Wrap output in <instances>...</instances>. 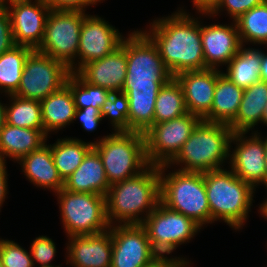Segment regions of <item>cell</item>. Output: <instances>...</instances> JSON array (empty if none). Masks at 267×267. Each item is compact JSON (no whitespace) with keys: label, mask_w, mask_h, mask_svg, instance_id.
I'll list each match as a JSON object with an SVG mask.
<instances>
[{"label":"cell","mask_w":267,"mask_h":267,"mask_svg":"<svg viewBox=\"0 0 267 267\" xmlns=\"http://www.w3.org/2000/svg\"><path fill=\"white\" fill-rule=\"evenodd\" d=\"M18 163L22 172L34 186L51 189L54 193L64 188L52 157V147L44 143L39 149L22 157Z\"/></svg>","instance_id":"cell-21"},{"label":"cell","mask_w":267,"mask_h":267,"mask_svg":"<svg viewBox=\"0 0 267 267\" xmlns=\"http://www.w3.org/2000/svg\"><path fill=\"white\" fill-rule=\"evenodd\" d=\"M262 50L256 48H244L242 46L238 53L227 64L225 75L229 80L243 89L252 86L260 79Z\"/></svg>","instance_id":"cell-27"},{"label":"cell","mask_w":267,"mask_h":267,"mask_svg":"<svg viewBox=\"0 0 267 267\" xmlns=\"http://www.w3.org/2000/svg\"><path fill=\"white\" fill-rule=\"evenodd\" d=\"M40 104L44 132L47 136L50 132L65 128L74 122L75 101L71 89L66 84L41 100Z\"/></svg>","instance_id":"cell-26"},{"label":"cell","mask_w":267,"mask_h":267,"mask_svg":"<svg viewBox=\"0 0 267 267\" xmlns=\"http://www.w3.org/2000/svg\"><path fill=\"white\" fill-rule=\"evenodd\" d=\"M70 73L62 61L32 50L25 60L20 85L14 95L41 101L60 90Z\"/></svg>","instance_id":"cell-11"},{"label":"cell","mask_w":267,"mask_h":267,"mask_svg":"<svg viewBox=\"0 0 267 267\" xmlns=\"http://www.w3.org/2000/svg\"><path fill=\"white\" fill-rule=\"evenodd\" d=\"M110 230L111 267H149L160 258L141 224L110 225Z\"/></svg>","instance_id":"cell-13"},{"label":"cell","mask_w":267,"mask_h":267,"mask_svg":"<svg viewBox=\"0 0 267 267\" xmlns=\"http://www.w3.org/2000/svg\"><path fill=\"white\" fill-rule=\"evenodd\" d=\"M126 37L127 74L122 92L129 101V132L145 133L154 124L155 101L173 76L153 41L136 30Z\"/></svg>","instance_id":"cell-1"},{"label":"cell","mask_w":267,"mask_h":267,"mask_svg":"<svg viewBox=\"0 0 267 267\" xmlns=\"http://www.w3.org/2000/svg\"><path fill=\"white\" fill-rule=\"evenodd\" d=\"M32 50L28 46L14 45L0 55V90L5 95L18 90L25 60Z\"/></svg>","instance_id":"cell-29"},{"label":"cell","mask_w":267,"mask_h":267,"mask_svg":"<svg viewBox=\"0 0 267 267\" xmlns=\"http://www.w3.org/2000/svg\"><path fill=\"white\" fill-rule=\"evenodd\" d=\"M232 136L229 125L201 120L167 165H180L177 170L186 172L222 169L225 160H229Z\"/></svg>","instance_id":"cell-4"},{"label":"cell","mask_w":267,"mask_h":267,"mask_svg":"<svg viewBox=\"0 0 267 267\" xmlns=\"http://www.w3.org/2000/svg\"><path fill=\"white\" fill-rule=\"evenodd\" d=\"M10 97V105H6V123L8 125L31 128L44 129L41 104L39 100L24 99L14 94Z\"/></svg>","instance_id":"cell-31"},{"label":"cell","mask_w":267,"mask_h":267,"mask_svg":"<svg viewBox=\"0 0 267 267\" xmlns=\"http://www.w3.org/2000/svg\"><path fill=\"white\" fill-rule=\"evenodd\" d=\"M203 174L211 223L223 220L232 229L243 228L256 190L236 176L231 169L222 168Z\"/></svg>","instance_id":"cell-5"},{"label":"cell","mask_w":267,"mask_h":267,"mask_svg":"<svg viewBox=\"0 0 267 267\" xmlns=\"http://www.w3.org/2000/svg\"><path fill=\"white\" fill-rule=\"evenodd\" d=\"M67 243V264L73 267H111L112 235L106 231L70 236Z\"/></svg>","instance_id":"cell-19"},{"label":"cell","mask_w":267,"mask_h":267,"mask_svg":"<svg viewBox=\"0 0 267 267\" xmlns=\"http://www.w3.org/2000/svg\"><path fill=\"white\" fill-rule=\"evenodd\" d=\"M184 92L188 113L201 119L211 110L217 81V69L185 71L175 76Z\"/></svg>","instance_id":"cell-20"},{"label":"cell","mask_w":267,"mask_h":267,"mask_svg":"<svg viewBox=\"0 0 267 267\" xmlns=\"http://www.w3.org/2000/svg\"><path fill=\"white\" fill-rule=\"evenodd\" d=\"M93 148L102 159L110 185L133 178L149 166L143 133L112 132L94 141Z\"/></svg>","instance_id":"cell-7"},{"label":"cell","mask_w":267,"mask_h":267,"mask_svg":"<svg viewBox=\"0 0 267 267\" xmlns=\"http://www.w3.org/2000/svg\"><path fill=\"white\" fill-rule=\"evenodd\" d=\"M31 257L33 264L39 263L41 266H54L51 265V261L55 258L56 245L53 240L47 236H38L33 240L31 247Z\"/></svg>","instance_id":"cell-36"},{"label":"cell","mask_w":267,"mask_h":267,"mask_svg":"<svg viewBox=\"0 0 267 267\" xmlns=\"http://www.w3.org/2000/svg\"><path fill=\"white\" fill-rule=\"evenodd\" d=\"M40 267V266H38ZM41 267H54V266H41ZM55 267H60L59 265L58 266H55Z\"/></svg>","instance_id":"cell-51"},{"label":"cell","mask_w":267,"mask_h":267,"mask_svg":"<svg viewBox=\"0 0 267 267\" xmlns=\"http://www.w3.org/2000/svg\"><path fill=\"white\" fill-rule=\"evenodd\" d=\"M266 104L267 82L259 80L245 88L238 113L229 125L233 133H248L261 123Z\"/></svg>","instance_id":"cell-25"},{"label":"cell","mask_w":267,"mask_h":267,"mask_svg":"<svg viewBox=\"0 0 267 267\" xmlns=\"http://www.w3.org/2000/svg\"><path fill=\"white\" fill-rule=\"evenodd\" d=\"M267 187V186H266ZM259 210H260V214L265 218L267 219V199L263 201L262 204H260V207H259Z\"/></svg>","instance_id":"cell-47"},{"label":"cell","mask_w":267,"mask_h":267,"mask_svg":"<svg viewBox=\"0 0 267 267\" xmlns=\"http://www.w3.org/2000/svg\"><path fill=\"white\" fill-rule=\"evenodd\" d=\"M263 124H265L267 126V104L265 106V110H264V113H263V119H262V122Z\"/></svg>","instance_id":"cell-50"},{"label":"cell","mask_w":267,"mask_h":267,"mask_svg":"<svg viewBox=\"0 0 267 267\" xmlns=\"http://www.w3.org/2000/svg\"><path fill=\"white\" fill-rule=\"evenodd\" d=\"M66 85L71 89L76 109H84L92 106L100 110L106 98L111 93L105 88L87 83L76 72L70 73Z\"/></svg>","instance_id":"cell-33"},{"label":"cell","mask_w":267,"mask_h":267,"mask_svg":"<svg viewBox=\"0 0 267 267\" xmlns=\"http://www.w3.org/2000/svg\"><path fill=\"white\" fill-rule=\"evenodd\" d=\"M110 184L102 159L92 148L79 167L64 181V189L72 192L96 193L106 196Z\"/></svg>","instance_id":"cell-22"},{"label":"cell","mask_w":267,"mask_h":267,"mask_svg":"<svg viewBox=\"0 0 267 267\" xmlns=\"http://www.w3.org/2000/svg\"><path fill=\"white\" fill-rule=\"evenodd\" d=\"M5 7L10 16L15 45L36 50L42 43L51 9L42 0L14 2Z\"/></svg>","instance_id":"cell-16"},{"label":"cell","mask_w":267,"mask_h":267,"mask_svg":"<svg viewBox=\"0 0 267 267\" xmlns=\"http://www.w3.org/2000/svg\"><path fill=\"white\" fill-rule=\"evenodd\" d=\"M52 157L58 173L65 181L81 164L87 153L93 148V142H84L78 138H63L50 144Z\"/></svg>","instance_id":"cell-28"},{"label":"cell","mask_w":267,"mask_h":267,"mask_svg":"<svg viewBox=\"0 0 267 267\" xmlns=\"http://www.w3.org/2000/svg\"><path fill=\"white\" fill-rule=\"evenodd\" d=\"M149 267H166V257H160L156 262H154Z\"/></svg>","instance_id":"cell-46"},{"label":"cell","mask_w":267,"mask_h":267,"mask_svg":"<svg viewBox=\"0 0 267 267\" xmlns=\"http://www.w3.org/2000/svg\"><path fill=\"white\" fill-rule=\"evenodd\" d=\"M108 23L97 15L84 17L77 53L79 60L70 72H77L86 63L101 59L121 46L124 37Z\"/></svg>","instance_id":"cell-15"},{"label":"cell","mask_w":267,"mask_h":267,"mask_svg":"<svg viewBox=\"0 0 267 267\" xmlns=\"http://www.w3.org/2000/svg\"><path fill=\"white\" fill-rule=\"evenodd\" d=\"M67 237L96 234L110 228L105 196L67 191L55 193Z\"/></svg>","instance_id":"cell-8"},{"label":"cell","mask_w":267,"mask_h":267,"mask_svg":"<svg viewBox=\"0 0 267 267\" xmlns=\"http://www.w3.org/2000/svg\"><path fill=\"white\" fill-rule=\"evenodd\" d=\"M51 10L84 12L87 6L96 5L103 0H42Z\"/></svg>","instance_id":"cell-39"},{"label":"cell","mask_w":267,"mask_h":267,"mask_svg":"<svg viewBox=\"0 0 267 267\" xmlns=\"http://www.w3.org/2000/svg\"><path fill=\"white\" fill-rule=\"evenodd\" d=\"M246 134L233 133L230 144L236 148L230 151L229 166L236 176L256 189L260 183L266 186L264 137L258 131L251 133L250 138Z\"/></svg>","instance_id":"cell-14"},{"label":"cell","mask_w":267,"mask_h":267,"mask_svg":"<svg viewBox=\"0 0 267 267\" xmlns=\"http://www.w3.org/2000/svg\"><path fill=\"white\" fill-rule=\"evenodd\" d=\"M153 250L160 256L170 254L179 245L189 242L202 228L193 219L169 209L159 202L141 224Z\"/></svg>","instance_id":"cell-9"},{"label":"cell","mask_w":267,"mask_h":267,"mask_svg":"<svg viewBox=\"0 0 267 267\" xmlns=\"http://www.w3.org/2000/svg\"><path fill=\"white\" fill-rule=\"evenodd\" d=\"M24 1H33V0H0V4L5 6L8 3L11 4L14 2H24ZM34 1H36V0H34Z\"/></svg>","instance_id":"cell-48"},{"label":"cell","mask_w":267,"mask_h":267,"mask_svg":"<svg viewBox=\"0 0 267 267\" xmlns=\"http://www.w3.org/2000/svg\"><path fill=\"white\" fill-rule=\"evenodd\" d=\"M77 118L80 119L79 121L81 122L82 128L88 132L95 131L100 121L103 120L100 110L98 108H93L92 106L84 109H76L74 120L76 121Z\"/></svg>","instance_id":"cell-40"},{"label":"cell","mask_w":267,"mask_h":267,"mask_svg":"<svg viewBox=\"0 0 267 267\" xmlns=\"http://www.w3.org/2000/svg\"><path fill=\"white\" fill-rule=\"evenodd\" d=\"M6 123V106L0 102V132Z\"/></svg>","instance_id":"cell-45"},{"label":"cell","mask_w":267,"mask_h":267,"mask_svg":"<svg viewBox=\"0 0 267 267\" xmlns=\"http://www.w3.org/2000/svg\"><path fill=\"white\" fill-rule=\"evenodd\" d=\"M44 129L21 128L4 124L0 132V161L6 162V158L17 162L39 149L47 142Z\"/></svg>","instance_id":"cell-23"},{"label":"cell","mask_w":267,"mask_h":267,"mask_svg":"<svg viewBox=\"0 0 267 267\" xmlns=\"http://www.w3.org/2000/svg\"><path fill=\"white\" fill-rule=\"evenodd\" d=\"M127 70L126 37L121 46L105 57L83 65L76 73L87 83L110 92L122 91Z\"/></svg>","instance_id":"cell-18"},{"label":"cell","mask_w":267,"mask_h":267,"mask_svg":"<svg viewBox=\"0 0 267 267\" xmlns=\"http://www.w3.org/2000/svg\"><path fill=\"white\" fill-rule=\"evenodd\" d=\"M260 79L267 82V53L262 52Z\"/></svg>","instance_id":"cell-44"},{"label":"cell","mask_w":267,"mask_h":267,"mask_svg":"<svg viewBox=\"0 0 267 267\" xmlns=\"http://www.w3.org/2000/svg\"><path fill=\"white\" fill-rule=\"evenodd\" d=\"M103 118H110V124L115 132H129V101L127 94L111 92L100 109Z\"/></svg>","instance_id":"cell-34"},{"label":"cell","mask_w":267,"mask_h":267,"mask_svg":"<svg viewBox=\"0 0 267 267\" xmlns=\"http://www.w3.org/2000/svg\"><path fill=\"white\" fill-rule=\"evenodd\" d=\"M232 24L201 25L205 69L226 66L242 47L237 24Z\"/></svg>","instance_id":"cell-17"},{"label":"cell","mask_w":267,"mask_h":267,"mask_svg":"<svg viewBox=\"0 0 267 267\" xmlns=\"http://www.w3.org/2000/svg\"><path fill=\"white\" fill-rule=\"evenodd\" d=\"M265 0H222L219 6L207 16H217L223 9L229 14L233 21H236L244 13L252 8L261 5ZM222 10V11H221Z\"/></svg>","instance_id":"cell-37"},{"label":"cell","mask_w":267,"mask_h":267,"mask_svg":"<svg viewBox=\"0 0 267 267\" xmlns=\"http://www.w3.org/2000/svg\"><path fill=\"white\" fill-rule=\"evenodd\" d=\"M189 262L186 260V258H180V257H166V267H189Z\"/></svg>","instance_id":"cell-43"},{"label":"cell","mask_w":267,"mask_h":267,"mask_svg":"<svg viewBox=\"0 0 267 267\" xmlns=\"http://www.w3.org/2000/svg\"><path fill=\"white\" fill-rule=\"evenodd\" d=\"M242 46L248 42L267 45V0L244 13L236 21Z\"/></svg>","instance_id":"cell-32"},{"label":"cell","mask_w":267,"mask_h":267,"mask_svg":"<svg viewBox=\"0 0 267 267\" xmlns=\"http://www.w3.org/2000/svg\"><path fill=\"white\" fill-rule=\"evenodd\" d=\"M105 201L110 225L142 224L160 202L159 166L149 165L133 178L111 184Z\"/></svg>","instance_id":"cell-3"},{"label":"cell","mask_w":267,"mask_h":267,"mask_svg":"<svg viewBox=\"0 0 267 267\" xmlns=\"http://www.w3.org/2000/svg\"><path fill=\"white\" fill-rule=\"evenodd\" d=\"M6 162L0 161V210L8 194Z\"/></svg>","instance_id":"cell-42"},{"label":"cell","mask_w":267,"mask_h":267,"mask_svg":"<svg viewBox=\"0 0 267 267\" xmlns=\"http://www.w3.org/2000/svg\"><path fill=\"white\" fill-rule=\"evenodd\" d=\"M243 90L223 75L220 69H217L213 105L202 120L230 125L238 113L243 98Z\"/></svg>","instance_id":"cell-24"},{"label":"cell","mask_w":267,"mask_h":267,"mask_svg":"<svg viewBox=\"0 0 267 267\" xmlns=\"http://www.w3.org/2000/svg\"><path fill=\"white\" fill-rule=\"evenodd\" d=\"M180 8L168 17L154 20L143 32L156 45L173 77L185 71L205 69L201 23Z\"/></svg>","instance_id":"cell-2"},{"label":"cell","mask_w":267,"mask_h":267,"mask_svg":"<svg viewBox=\"0 0 267 267\" xmlns=\"http://www.w3.org/2000/svg\"><path fill=\"white\" fill-rule=\"evenodd\" d=\"M86 15L79 11L51 10L42 43L36 50L62 61L71 71L77 60L80 32Z\"/></svg>","instance_id":"cell-10"},{"label":"cell","mask_w":267,"mask_h":267,"mask_svg":"<svg viewBox=\"0 0 267 267\" xmlns=\"http://www.w3.org/2000/svg\"><path fill=\"white\" fill-rule=\"evenodd\" d=\"M0 260L3 267H34L31 253L12 240L0 239Z\"/></svg>","instance_id":"cell-35"},{"label":"cell","mask_w":267,"mask_h":267,"mask_svg":"<svg viewBox=\"0 0 267 267\" xmlns=\"http://www.w3.org/2000/svg\"><path fill=\"white\" fill-rule=\"evenodd\" d=\"M184 92L181 84L173 77L160 89L154 110V124L170 121L187 114Z\"/></svg>","instance_id":"cell-30"},{"label":"cell","mask_w":267,"mask_h":267,"mask_svg":"<svg viewBox=\"0 0 267 267\" xmlns=\"http://www.w3.org/2000/svg\"><path fill=\"white\" fill-rule=\"evenodd\" d=\"M264 145H265L266 186H267V136L264 139Z\"/></svg>","instance_id":"cell-49"},{"label":"cell","mask_w":267,"mask_h":267,"mask_svg":"<svg viewBox=\"0 0 267 267\" xmlns=\"http://www.w3.org/2000/svg\"><path fill=\"white\" fill-rule=\"evenodd\" d=\"M14 45L9 13L6 7L0 4V55Z\"/></svg>","instance_id":"cell-38"},{"label":"cell","mask_w":267,"mask_h":267,"mask_svg":"<svg viewBox=\"0 0 267 267\" xmlns=\"http://www.w3.org/2000/svg\"><path fill=\"white\" fill-rule=\"evenodd\" d=\"M201 120L198 115L187 113L170 121L153 124L144 133L149 165L168 164Z\"/></svg>","instance_id":"cell-12"},{"label":"cell","mask_w":267,"mask_h":267,"mask_svg":"<svg viewBox=\"0 0 267 267\" xmlns=\"http://www.w3.org/2000/svg\"><path fill=\"white\" fill-rule=\"evenodd\" d=\"M222 0H193V6L202 16L211 14L221 3Z\"/></svg>","instance_id":"cell-41"},{"label":"cell","mask_w":267,"mask_h":267,"mask_svg":"<svg viewBox=\"0 0 267 267\" xmlns=\"http://www.w3.org/2000/svg\"><path fill=\"white\" fill-rule=\"evenodd\" d=\"M167 168H170L167 164L159 166L160 202L193 219L201 227L211 224L204 174L181 170H172L167 174L164 173Z\"/></svg>","instance_id":"cell-6"}]
</instances>
